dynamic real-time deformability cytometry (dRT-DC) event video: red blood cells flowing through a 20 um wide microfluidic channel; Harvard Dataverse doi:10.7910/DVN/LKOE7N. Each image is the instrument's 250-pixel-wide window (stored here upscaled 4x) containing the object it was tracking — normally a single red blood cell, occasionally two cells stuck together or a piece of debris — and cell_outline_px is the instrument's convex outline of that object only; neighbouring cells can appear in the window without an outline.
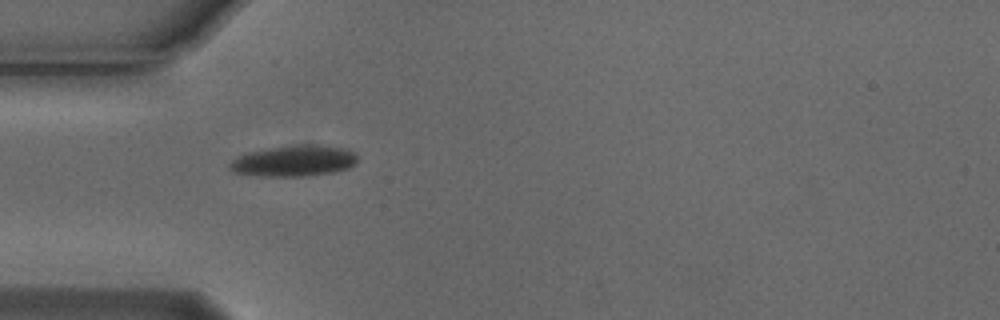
{"species": "Egyptian fruit bat (a non-hibernating species)", "species_latin": "Rousettus aegyptiacus", "temperature_condition": "cold", "stored_images_in_passage": 2, "camera_frame_rate_fps": 3000, "um_per_image_px": 0.085, "animal": {"sex": "male"}, "frame": {"image": 1, "passage_image": 1, "time_ms": 0.0, "image_size_px": [1000, 320], "cell_outline_px": [[356, 164], [348, 168], [336, 172], [308, 176], [260, 176], [232, 172], [228, 168], [228, 164], [236, 156], [248, 152], [268, 148], [292, 144], [304, 144], [340, 148], [356, 152]], "centroid_in_image_um": [24.94, 13.68], "position_along_channel_um": 60.1, "area_um2": 23.29}}